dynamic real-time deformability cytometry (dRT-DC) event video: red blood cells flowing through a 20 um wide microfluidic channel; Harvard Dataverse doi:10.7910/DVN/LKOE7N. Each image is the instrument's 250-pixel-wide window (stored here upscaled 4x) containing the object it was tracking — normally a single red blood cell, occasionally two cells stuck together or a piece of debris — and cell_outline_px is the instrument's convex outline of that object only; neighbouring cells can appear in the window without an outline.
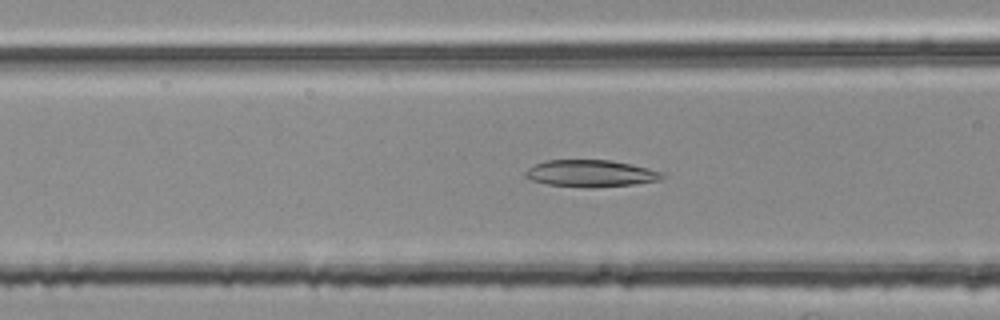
{"species": "common noctule bat (a hibernating species)", "species_latin": "Nyctalus noctula", "temperature_condition": "room temperature", "stored_images_in_passage": 45, "camera_frame_rate_fps": 3000, "um_per_image_px": 0.085, "animal": {"sex": "female", "body_mass_g": 25.1}, "frame": {"image": 1, "passage_image": 12, "time_ms": 3.667, "image_size_px": [1000, 320], "cell_outline_px": [[664, 176], [656, 180], [632, 184], [592, 188], [584, 188], [548, 184], [532, 180], [524, 176], [524, 172], [528, 168], [544, 160], [608, 160], [632, 164], [664, 172]], "centroid_in_image_um": [50.17, 14.74], "position_along_channel_um": 116.4, "area_um2": 21.39}}
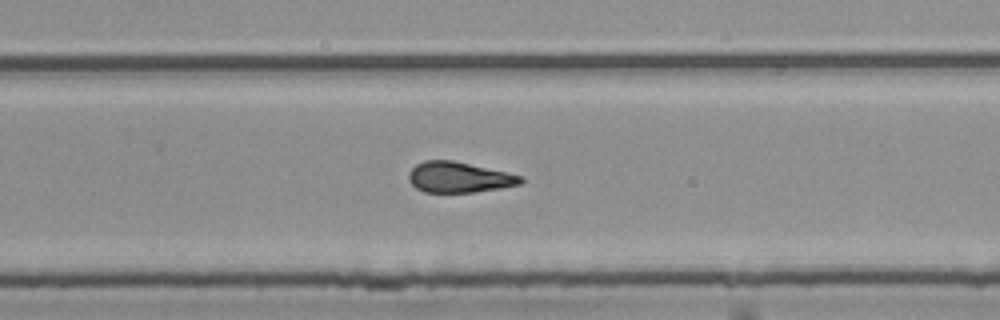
{"frame": {"image": 2, "passage_image": 26, "time_ms": 8.333, "image_size_px": [1000, 320], "cell_outline_px": [[524, 180], [520, 184], [500, 188], [472, 192], [424, 192], [416, 188], [408, 180], [408, 172], [416, 164], [424, 160], [452, 160], [524, 176]], "centroid_in_image_um": [38.99, 15.06], "position_along_channel_um": 290.8, "area_um2": 19.94}}
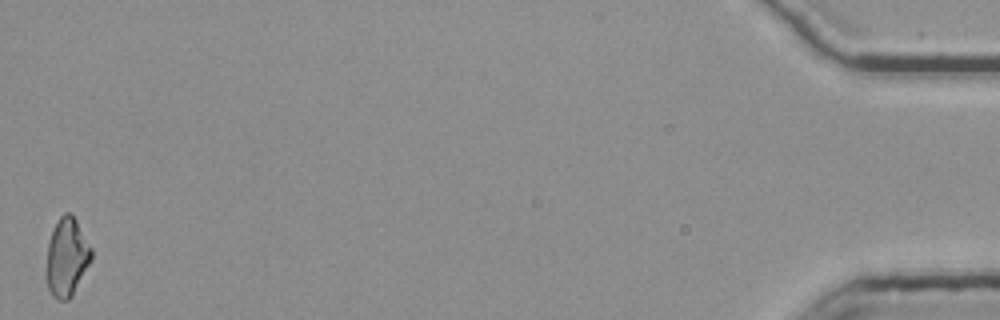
{"frame": {"image": 3, "passage_image": 45, "time_ms": 14.667, "image_size_px": [1000, 320], "cell_outline_px": [[92, 260], [72, 296], [68, 300], [60, 300], [52, 296], [48, 288], [44, 276], [44, 268], [48, 244], [52, 232], [60, 216], [64, 212], [68, 212], [76, 220], [92, 248]], "centroid_in_image_um": [5.65, 21.91], "position_along_channel_um": 429.5, "area_um2": 20.87}, "authors_computed_cell_mechanics": {"area_um2": 20.4612, "velocity_mm_per_s": 3.7436, "shape_relaxation_time_tau1_ms": null, "shape_relaxation_time_tau2_ms": 3.9399, "deformation_change_tau1": null, "deformation_change_tau2": 0.1435}}